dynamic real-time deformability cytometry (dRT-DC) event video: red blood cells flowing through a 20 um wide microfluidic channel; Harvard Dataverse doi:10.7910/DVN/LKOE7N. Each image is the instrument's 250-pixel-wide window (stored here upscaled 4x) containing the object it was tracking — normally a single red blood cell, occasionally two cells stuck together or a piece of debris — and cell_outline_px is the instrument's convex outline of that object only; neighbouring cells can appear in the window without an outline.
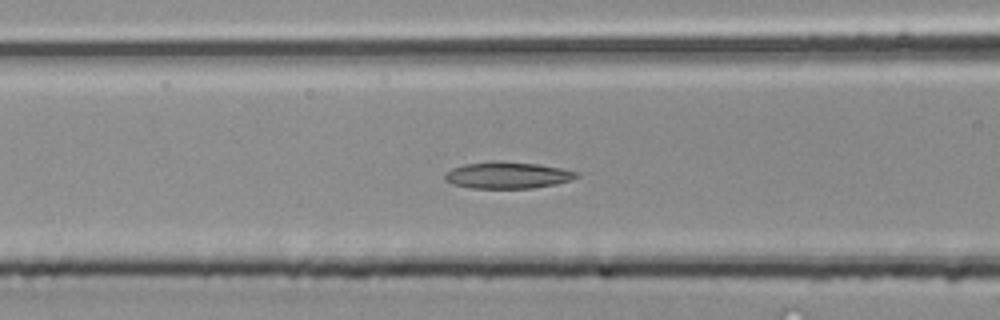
{"species": "common noctule bat (a hibernating species)", "species_latin": "Nyctalus noctula", "temperature_condition": "room temperature", "stored_images_in_passage": 30, "camera_frame_rate_fps": 3000, "um_per_image_px": 0.085, "animal": {"sex": "male", "body_mass_g": 20.4}, "frame": {"image": 1, "passage_image": 11, "time_ms": 3.333, "image_size_px": [1000, 320], "cell_outline_px": [[580, 176], [572, 180], [556, 184], [532, 188], [472, 188], [452, 184], [444, 180], [444, 172], [452, 168], [464, 164], [540, 164], [580, 172]], "centroid_in_image_um": [43.18, 14.94], "position_along_channel_um": 123.4, "area_um2": 19.65}}
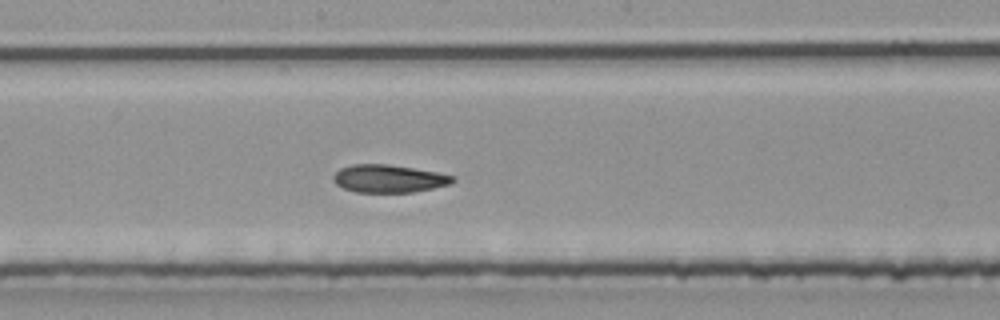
{"frame": {"image": 2, "passage_image": 17, "time_ms": 5.333, "image_size_px": [1000, 320], "cell_outline_px": [[456, 180], [452, 184], [412, 192], [356, 192], [344, 188], [336, 184], [332, 180], [332, 176], [340, 168], [352, 164], [388, 164], [436, 172], [456, 176]], "centroid_in_image_um": [33.05, 15.18], "position_along_channel_um": 215.2, "area_um2": 19.36}}
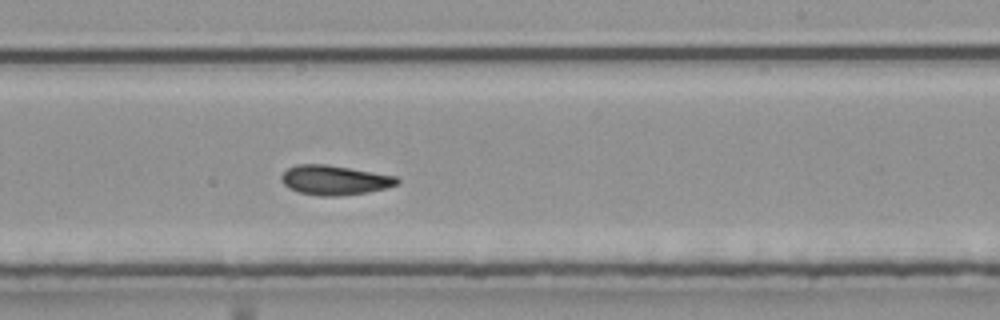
{"frame": {"image": 3, "passage_image": 20, "time_ms": 6.333, "image_size_px": [1000, 320], "cell_outline_px": [[400, 184], [368, 192], [336, 196], [320, 196], [300, 192], [288, 188], [280, 180], [280, 176], [288, 168], [296, 164], [328, 164], [396, 176], [400, 180]], "centroid_in_image_um": [28.43, 15.3], "position_along_channel_um": 260.6, "area_um2": 20.0}}